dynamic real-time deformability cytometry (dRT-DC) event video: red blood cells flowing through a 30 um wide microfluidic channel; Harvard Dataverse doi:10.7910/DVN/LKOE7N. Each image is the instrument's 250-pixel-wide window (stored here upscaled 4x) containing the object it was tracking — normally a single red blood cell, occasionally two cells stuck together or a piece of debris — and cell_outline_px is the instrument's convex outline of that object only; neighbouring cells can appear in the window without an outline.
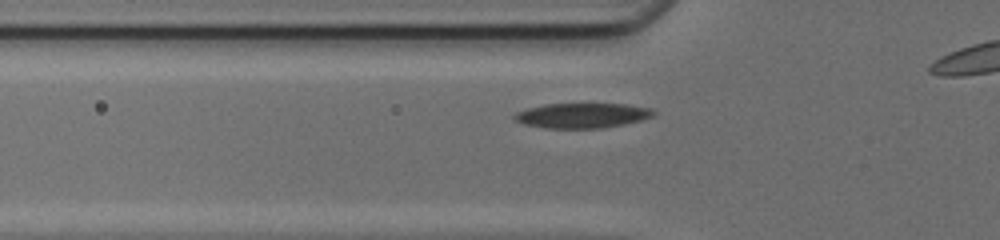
{"species": "common noctule bat (a hibernating species)", "species_latin": "Nyctalus noctula", "temperature_condition": "cold", "stored_images_in_passage": 28, "camera_frame_rate_fps": 3000, "um_per_image_px": 0.085, "animal": {"sex": "female", "body_mass_g": 17.0, "forearm_length_mm": 48.0}, "frame": {"image": 1, "passage_image": 4, "time_ms": 1.0, "image_size_px": [1000, 240], "cell_outline_px": [[656, 112], [652, 116], [640, 120], [624, 124], [604, 128], [544, 128], [524, 124], [516, 120], [512, 116], [516, 112], [528, 108], [544, 104], [624, 104], [652, 108]], "centroid_in_image_um": [49.47, 9.82], "position_along_channel_um": 76.3, "area_um2": 20.17}}
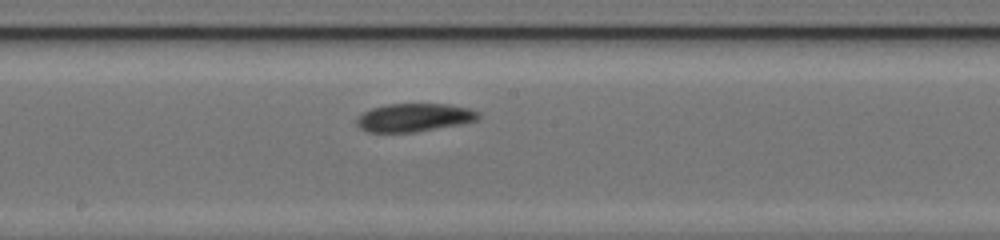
{"frame": {"image": 2, "passage_image": 14, "time_ms": 4.333, "image_size_px": [1000, 240], "cell_outline_px": [[480, 116], [476, 120], [464, 124], [416, 132], [368, 132], [360, 128], [356, 124], [356, 120], [364, 112], [372, 108], [388, 104], [448, 104], [468, 108], [480, 112]], "centroid_in_image_um": [35.24, 10.0], "position_along_channel_um": 213.0, "area_um2": 20.06}}
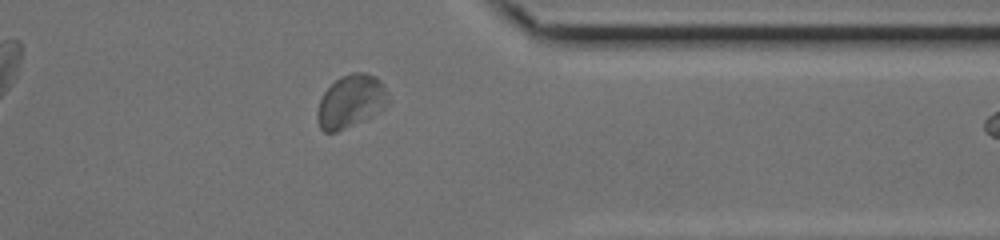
{"frame": {"image": 3, "passage_image": 27, "time_ms": 8.667, "image_size_px": [1000, 240], "cell_outline_px": [[388, 104], [384, 108], [336, 132], [324, 132], [320, 128], [316, 116], [316, 112], [320, 100], [324, 92], [340, 76], [352, 72], [364, 72], [376, 76], [380, 80], [388, 96]], "centroid_in_image_um": [29.79, 8.58], "position_along_channel_um": 381.6, "area_um2": 21.44}}